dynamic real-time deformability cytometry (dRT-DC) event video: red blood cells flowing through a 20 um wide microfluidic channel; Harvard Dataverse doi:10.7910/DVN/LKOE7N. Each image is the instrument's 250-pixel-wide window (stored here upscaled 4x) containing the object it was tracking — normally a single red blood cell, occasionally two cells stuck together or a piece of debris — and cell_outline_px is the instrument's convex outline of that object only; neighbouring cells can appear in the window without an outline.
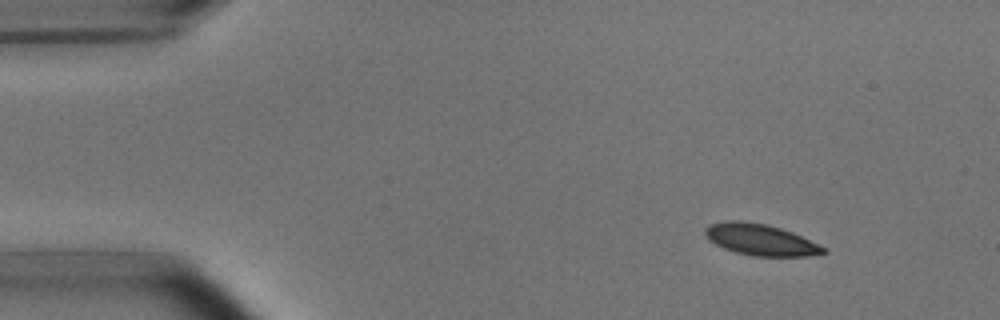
{"species": "common noctule bat (a hibernating species)", "species_latin": "Nyctalus noctula", "temperature_condition": "room temperature", "stored_images_in_passage": 6, "camera_frame_rate_fps": 3000, "um_per_image_px": 0.085, "animal": {"sex": "male", "body_mass_g": 15.6}, "frame": {"image": 1, "passage_image": 1, "time_ms": 0.0, "image_size_px": [1000, 320], "cell_outline_px": [[828, 252], [808, 256], [752, 256], [736, 252], [724, 248], [708, 240], [704, 232], [704, 228], [712, 224], [724, 220], [740, 220], [768, 224], [792, 232], [828, 248]], "centroid_in_image_um": [64.65, 20.37], "position_along_channel_um": 20.3, "area_um2": 21.73}}
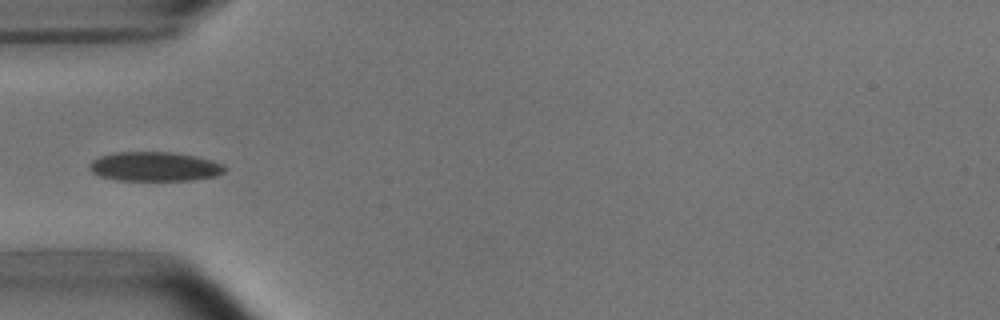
{"frame": {"image": 2, "passage_image": 4, "time_ms": 3.667, "image_size_px": [1000, 320], "cell_outline_px": [[228, 168], [224, 172], [216, 176], [192, 180], [116, 180], [100, 176], [92, 172], [88, 168], [88, 164], [92, 160], [100, 156], [116, 152], [172, 152], [196, 156], [212, 160], [224, 164]], "centroid_in_image_um": [13.16, 14.15], "position_along_channel_um": 71.8, "area_um2": 23.29}}
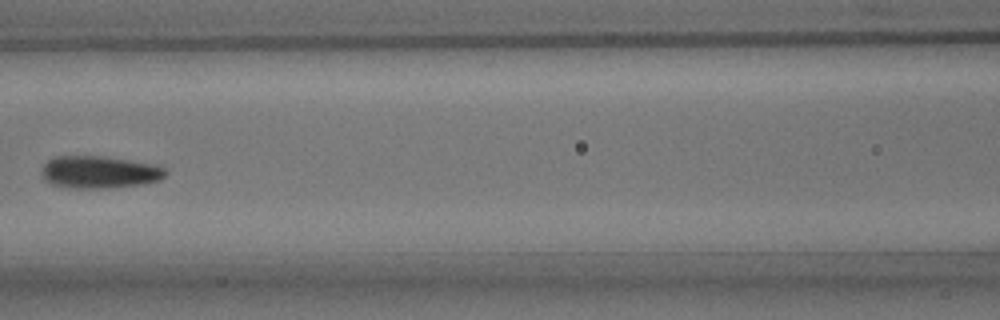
{"frame": {"image": 3, "passage_image": 6, "time_ms": 6.0, "image_size_px": [1000, 320], "cell_outline_px": [[168, 172], [160, 180], [144, 184], [108, 188], [68, 188], [52, 184], [44, 180], [40, 176], [40, 168], [48, 160], [56, 156], [100, 156], [156, 164], [164, 168]], "centroid_in_image_um": [8.41, 14.64], "position_along_channel_um": 158.2, "area_um2": 23.64}}